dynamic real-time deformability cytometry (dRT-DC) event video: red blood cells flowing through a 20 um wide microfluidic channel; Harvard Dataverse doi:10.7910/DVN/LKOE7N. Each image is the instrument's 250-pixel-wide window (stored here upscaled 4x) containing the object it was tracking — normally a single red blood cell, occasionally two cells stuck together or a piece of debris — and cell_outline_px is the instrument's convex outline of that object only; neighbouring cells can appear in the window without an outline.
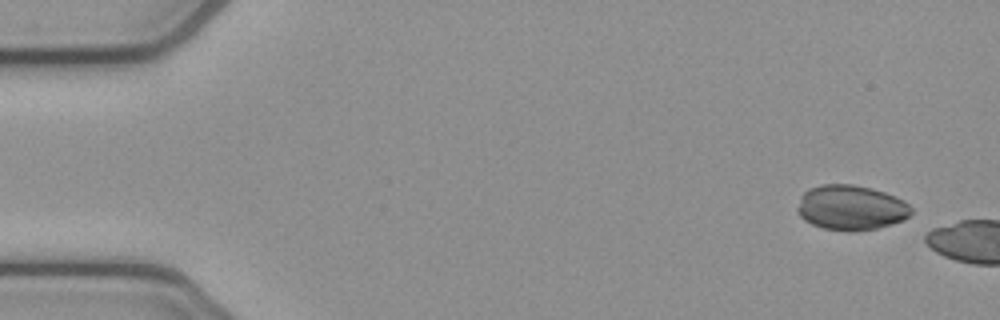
{"species": "common noctule bat (a hibernating species)", "species_latin": "Nyctalus noctula", "temperature_condition": "cold", "stored_images_in_passage": 3, "camera_frame_rate_fps": 3000, "um_per_image_px": 0.085, "animal": {"sex": "female", "body_mass_g": 21.9}, "frame": {"image": 1, "passage_image": 1, "time_ms": 0.0, "image_size_px": [1000, 320], "cell_outline_px": [[912, 212], [904, 220], [892, 224], [876, 228], [848, 232], [824, 228], [812, 224], [804, 220], [800, 216], [796, 208], [800, 196], [808, 188], [820, 184], [852, 184], [872, 188], [896, 196], [904, 200], [912, 208]], "centroid_in_image_um": [72.32, 17.64], "position_along_channel_um": 12.7, "area_um2": 30.11}}